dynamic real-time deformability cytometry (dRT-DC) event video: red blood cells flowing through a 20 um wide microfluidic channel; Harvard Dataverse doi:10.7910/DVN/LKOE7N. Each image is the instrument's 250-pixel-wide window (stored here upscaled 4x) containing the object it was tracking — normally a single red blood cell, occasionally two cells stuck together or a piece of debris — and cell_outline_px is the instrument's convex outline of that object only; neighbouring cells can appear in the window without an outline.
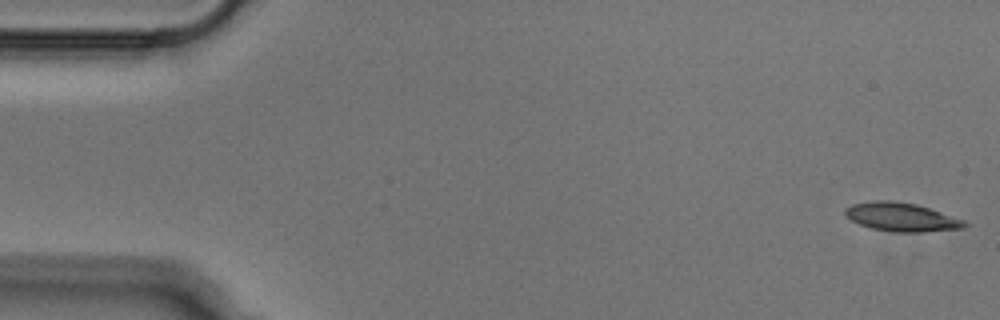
{"species": "Egyptian fruit bat (a non-hibernating species)", "species_latin": "Rousettus aegyptiacus", "temperature_condition": "cold", "stored_images_in_passage": 51, "camera_frame_rate_fps": 3000, "um_per_image_px": 0.085, "animal": {"sex": "male"}, "frame": {"image": 1, "passage_image": 1, "time_ms": 0.0, "image_size_px": [1000, 320], "cell_outline_px": [[968, 224], [964, 228], [924, 232], [892, 232], [872, 228], [860, 224], [852, 220], [844, 212], [844, 208], [852, 204], [872, 200], [888, 200], [916, 204], [964, 220]], "centroid_in_image_um": [76.61, 18.45], "position_along_channel_um": 8.4, "area_um2": 19.77}}
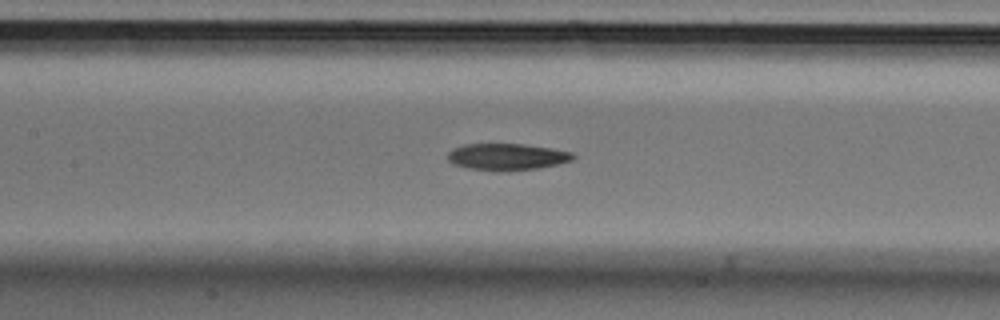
{"frame": {"image": 2, "passage_image": 23, "time_ms": 7.333, "image_size_px": [1000, 320], "cell_outline_px": [[576, 156], [572, 160], [556, 164], [536, 168], [508, 172], [492, 172], [468, 168], [452, 164], [448, 160], [448, 152], [452, 148], [464, 144], [524, 144], [552, 148], [572, 152]], "centroid_in_image_um": [43.05, 13.34], "position_along_channel_um": 164.3, "area_um2": 19.83}}
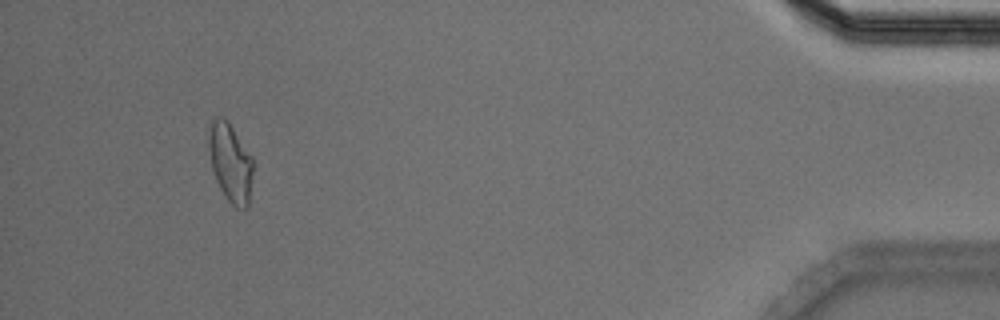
{"frame": {"image": 3, "passage_image": 48, "time_ms": 15.667, "image_size_px": [1000, 320], "cell_outline_px": [[252, 172], [248, 208], [236, 208], [224, 196], [216, 180], [212, 168], [208, 144], [208, 136], [212, 120], [216, 116], [224, 116], [228, 120], [252, 156]], "centroid_in_image_um": [19.58, 13.79], "position_along_channel_um": 415.6, "area_um2": 20.29}}